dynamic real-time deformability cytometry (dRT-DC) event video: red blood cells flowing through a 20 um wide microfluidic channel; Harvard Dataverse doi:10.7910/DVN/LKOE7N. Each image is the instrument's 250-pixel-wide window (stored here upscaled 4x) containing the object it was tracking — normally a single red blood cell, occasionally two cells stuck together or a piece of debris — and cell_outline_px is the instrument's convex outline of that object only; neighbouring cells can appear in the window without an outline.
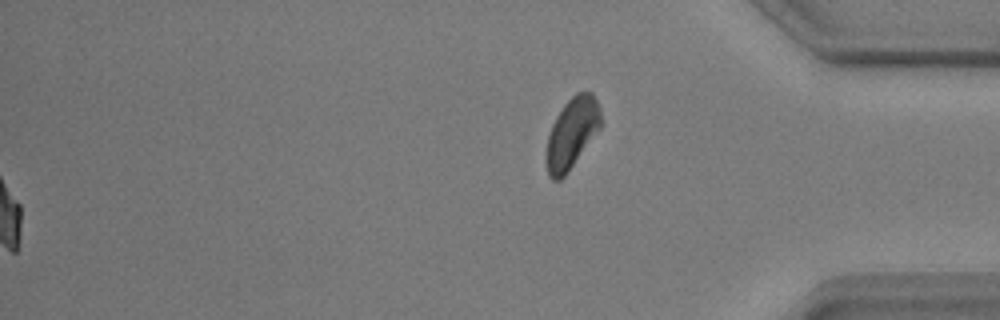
{"species": "common noctule bat (a hibernating species)", "species_latin": "Nyctalus noctula", "temperature_condition": "warm", "stored_images_in_passage": 57, "segment_of_instrument_passage": [2, 2], "camera_frame_rate_fps": 3000, "um_per_image_px": 0.085, "animal": {"sex": "male", "body_mass_g": 17.9, "forearm_length_mm": 54.2}, "frame": {"image": 1, "passage_image": 57, "time_ms": 18.667, "image_size_px": [1000, 320], "cell_outline_px": [[604, 124], [568, 172], [560, 180], [552, 180], [548, 172], [548, 136], [552, 124], [556, 116], [564, 104], [576, 92], [592, 92], [600, 108], [604, 120]], "centroid_in_image_um": [48.68, 11.27], "position_along_channel_um": 386.5, "area_um2": 22.37}}